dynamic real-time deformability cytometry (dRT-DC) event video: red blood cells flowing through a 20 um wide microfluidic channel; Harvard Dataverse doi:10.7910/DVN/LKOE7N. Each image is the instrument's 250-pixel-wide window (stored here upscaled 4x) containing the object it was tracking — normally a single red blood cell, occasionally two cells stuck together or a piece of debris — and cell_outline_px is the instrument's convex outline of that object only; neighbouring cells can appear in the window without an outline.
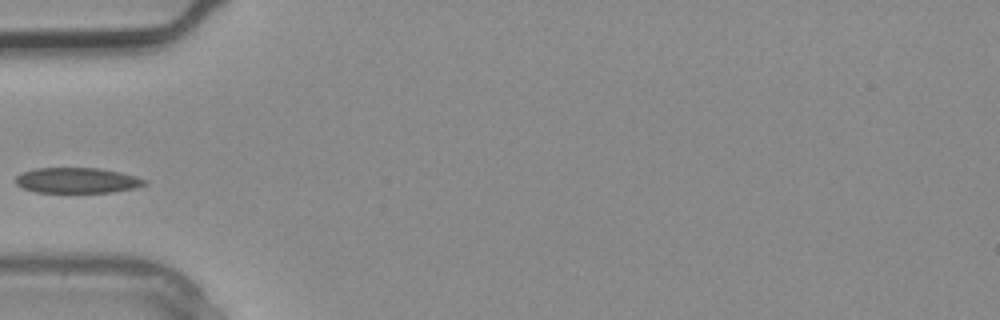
{"species": "common noctule bat (a hibernating species)", "species_latin": "Nyctalus noctula", "temperature_condition": "warm", "stored_images_in_passage": 2, "camera_frame_rate_fps": 3000, "um_per_image_px": 0.085, "animal": {"sex": "male", "body_mass_g": 20.4}, "frame": {"image": 1, "passage_image": 2, "time_ms": 0.333, "image_size_px": [1000, 320], "cell_outline_px": [[148, 184], [136, 188], [112, 192], [36, 192], [24, 188], [16, 184], [16, 176], [24, 172], [36, 168], [100, 168], [120, 172], [136, 176], [148, 180]], "centroid_in_image_um": [6.62, 15.33], "position_along_channel_um": 78.4, "area_um2": 19.13}}